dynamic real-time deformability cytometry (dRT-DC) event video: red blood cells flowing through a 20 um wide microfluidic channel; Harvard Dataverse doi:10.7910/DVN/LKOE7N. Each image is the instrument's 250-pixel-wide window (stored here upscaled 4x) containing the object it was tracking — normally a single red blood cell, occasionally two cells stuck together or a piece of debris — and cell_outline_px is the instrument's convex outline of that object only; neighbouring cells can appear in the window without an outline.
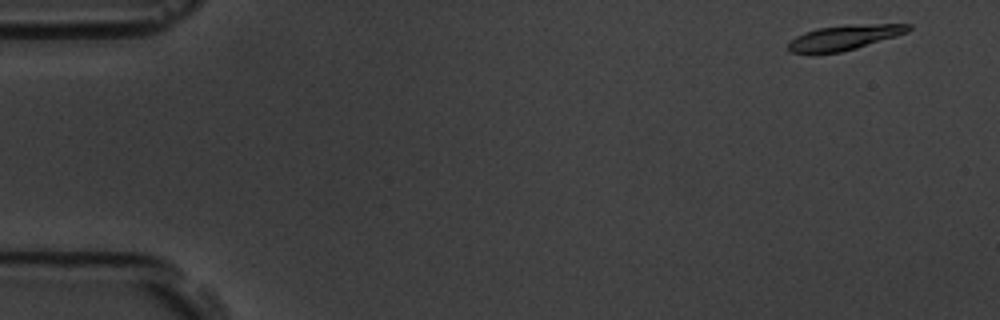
{"species": "common noctule bat (a hibernating species)", "species_latin": "Nyctalus noctula", "temperature_condition": "room temperature", "stored_images_in_passage": 6, "camera_frame_rate_fps": 3000, "um_per_image_px": 0.085, "animal": {"sex": "male", "body_mass_g": 19.5, "forearm_length_mm": 54.6}, "frame": {"image": 1, "passage_image": 1, "time_ms": 0.0, "image_size_px": [1000, 320], "cell_outline_px": [[912, 28], [908, 32], [896, 36], [856, 48], [840, 52], [812, 56], [788, 52], [788, 44], [796, 36], [804, 32], [816, 28], [844, 24], [912, 24]], "centroid_in_image_um": [71.69, 3.21], "position_along_channel_um": 13.3, "area_um2": 18.09}}
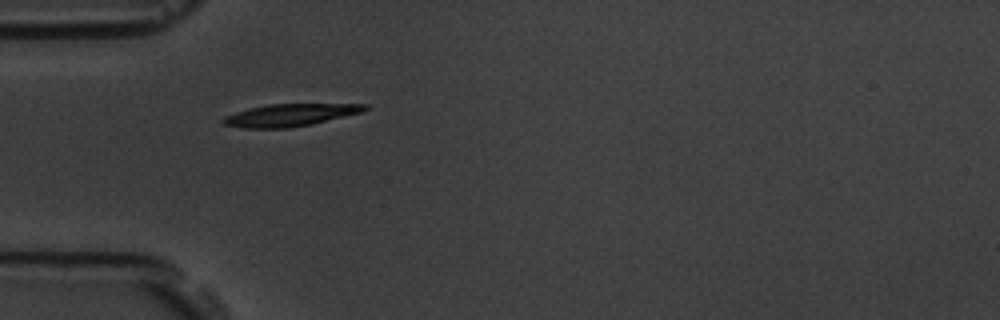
{"frame": {"image": 2, "passage_image": 5, "time_ms": 4.667, "image_size_px": [1000, 320], "cell_outline_px": [[368, 108], [364, 112], [312, 124], [288, 128], [244, 128], [224, 124], [220, 120], [224, 116], [236, 112], [268, 104], [368, 104]], "centroid_in_image_um": [24.68, 9.78], "position_along_channel_um": 60.3, "area_um2": 18.38}}
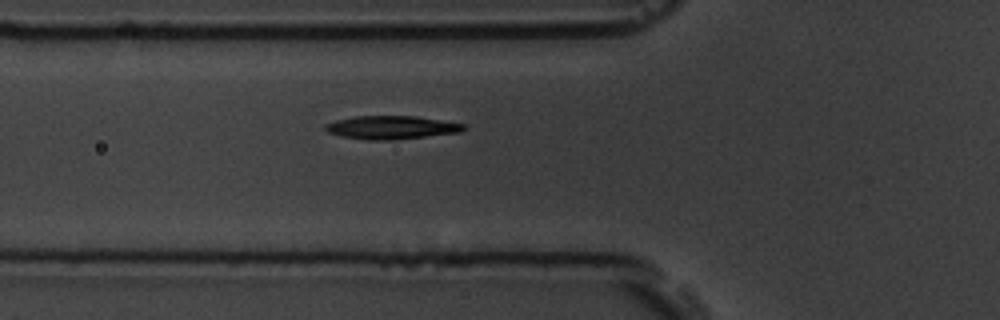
{"frame": {"image": 3, "passage_image": 6, "time_ms": 5.667, "image_size_px": [1000, 320], "cell_outline_px": [[468, 128], [460, 132], [392, 140], [368, 140], [340, 136], [328, 132], [324, 128], [324, 124], [336, 120], [356, 116], [416, 116], [468, 124]], "centroid_in_image_um": [33.3, 10.83], "position_along_channel_um": 92.5, "area_um2": 18.9}}